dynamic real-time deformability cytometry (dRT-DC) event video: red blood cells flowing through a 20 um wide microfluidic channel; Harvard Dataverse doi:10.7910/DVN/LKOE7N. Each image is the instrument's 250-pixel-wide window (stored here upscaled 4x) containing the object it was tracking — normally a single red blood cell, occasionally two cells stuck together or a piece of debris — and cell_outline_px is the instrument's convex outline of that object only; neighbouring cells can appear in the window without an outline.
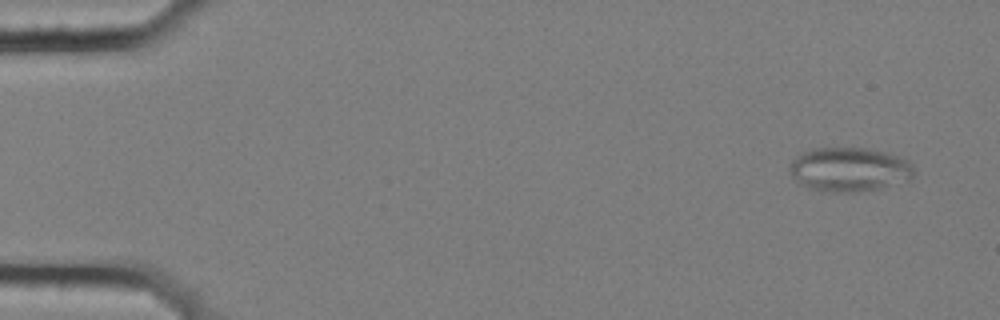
{"species": "common noctule bat (a hibernating species)", "species_latin": "Nyctalus noctula", "temperature_condition": "cold", "stored_images_in_passage": 4, "camera_frame_rate_fps": 3000, "um_per_image_px": 0.085, "animal": {"sex": "female", "body_mass_g": 25.1}, "frame": {"image": 1, "passage_image": 1, "time_ms": 0.0, "image_size_px": [1000, 320], "cell_outline_px": [[912, 176], [908, 180], [880, 188], [856, 192], [824, 192], [808, 188], [800, 184], [788, 172], [788, 164], [800, 152], [808, 148], [868, 148], [888, 152], [900, 156], [908, 160], [912, 164]], "centroid_in_image_um": [72.13, 14.39], "position_along_channel_um": 12.9, "area_um2": 32.48}}